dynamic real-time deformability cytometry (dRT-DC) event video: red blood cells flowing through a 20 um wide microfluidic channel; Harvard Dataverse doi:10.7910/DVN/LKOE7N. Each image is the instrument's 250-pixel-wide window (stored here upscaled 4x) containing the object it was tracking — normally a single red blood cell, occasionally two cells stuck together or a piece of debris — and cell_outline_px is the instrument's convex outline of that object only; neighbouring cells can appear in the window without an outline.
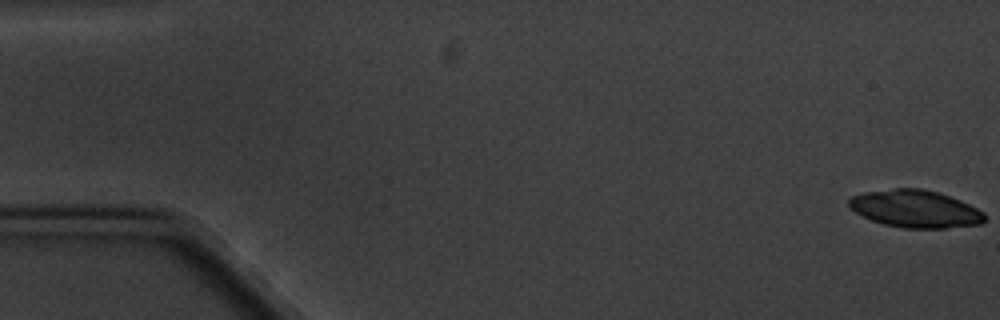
{"species": "common noctule bat (a hibernating species)", "species_latin": "Nyctalus noctula", "temperature_condition": "cold", "stored_images_in_passage": 7, "camera_frame_rate_fps": 3000, "um_per_image_px": 0.085, "animal": {"sex": "male", "body_mass_g": 20.1, "forearm_length_mm": 53.5}, "frame": {"image": 1, "passage_image": 1, "time_ms": 0.0, "image_size_px": [1000, 320], "cell_outline_px": [[984, 220], [980, 224], [944, 228], [904, 228], [884, 224], [872, 220], [848, 208], [848, 200], [852, 196], [864, 192], [892, 188], [920, 188], [936, 192], [960, 200], [984, 212]], "centroid_in_image_um": [77.76, 17.75], "position_along_channel_um": 7.2, "area_um2": 29.42}}